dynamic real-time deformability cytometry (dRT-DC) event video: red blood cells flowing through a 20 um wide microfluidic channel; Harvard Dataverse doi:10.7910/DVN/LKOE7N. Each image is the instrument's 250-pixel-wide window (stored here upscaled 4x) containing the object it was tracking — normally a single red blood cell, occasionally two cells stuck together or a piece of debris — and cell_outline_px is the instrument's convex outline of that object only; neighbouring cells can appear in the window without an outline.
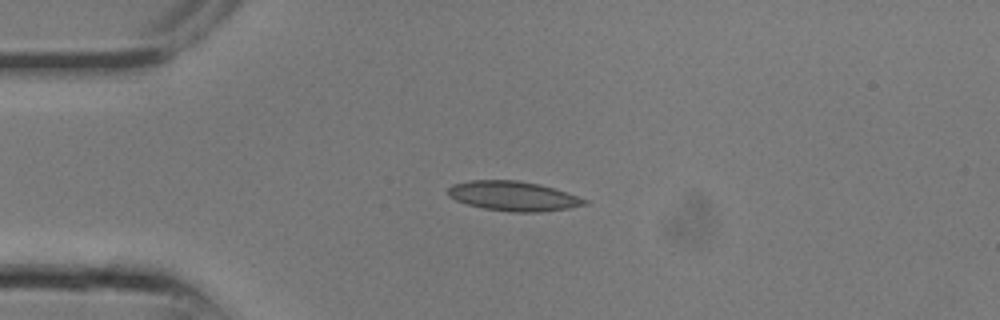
{"species": "common noctule bat (a hibernating species)", "species_latin": "Nyctalus noctula", "temperature_condition": "room temperature", "stored_images_in_passage": 8, "camera_frame_rate_fps": 3000, "um_per_image_px": 0.085, "animal": {"sex": "male", "body_mass_g": 13.3}, "frame": {"image": 1, "passage_image": 5, "time_ms": 1.333, "image_size_px": [1000, 320], "cell_outline_px": [[588, 204], [568, 208], [540, 212], [512, 212], [484, 208], [468, 204], [456, 200], [448, 196], [448, 188], [452, 184], [472, 180], [516, 180], [540, 184], [588, 200]], "centroid_in_image_um": [43.6, 16.66], "position_along_channel_um": 41.4, "area_um2": 23.35}}
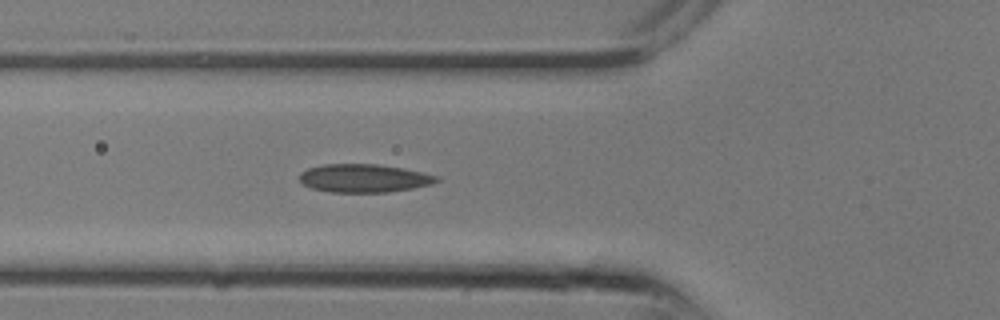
{"frame": {"image": 2, "passage_image": 8, "time_ms": 2.333, "image_size_px": [1000, 320], "cell_outline_px": [[440, 180], [432, 184], [412, 188], [388, 192], [328, 192], [312, 188], [304, 184], [300, 180], [300, 172], [308, 168], [324, 164], [376, 164], [400, 168], [440, 176]], "centroid_in_image_um": [30.93, 15.15], "position_along_channel_um": 94.9, "area_um2": 22.43}}